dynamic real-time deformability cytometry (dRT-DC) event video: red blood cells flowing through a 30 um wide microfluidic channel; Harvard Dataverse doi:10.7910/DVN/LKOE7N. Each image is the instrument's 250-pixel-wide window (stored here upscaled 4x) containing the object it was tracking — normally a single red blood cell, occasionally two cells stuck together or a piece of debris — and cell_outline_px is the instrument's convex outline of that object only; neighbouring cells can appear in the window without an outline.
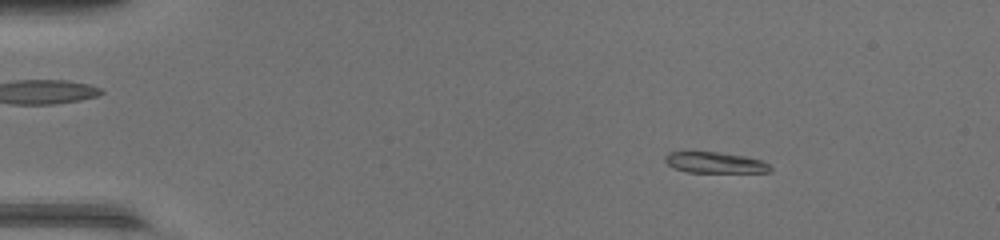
{"species": "common noctule bat (a hibernating species)", "species_latin": "Nyctalus noctula", "temperature_condition": "warm", "stored_images_in_passage": 48, "camera_frame_rate_fps": 3000, "um_per_image_px": 0.085, "animal": {"sex": "female", "body_mass_g": 17.0, "forearm_length_mm": 48.0}, "frame": {"image": 1, "passage_image": 7, "time_ms": 2.0, "image_size_px": [1000, 240], "cell_outline_px": [[772, 172], [688, 172], [676, 168], [668, 164], [664, 160], [664, 156], [668, 152], [720, 152], [744, 156], [760, 160], [768, 164], [772, 168]], "centroid_in_image_um": [60.78, 13.82], "position_along_channel_um": 24.2, "area_um2": 12.72}}
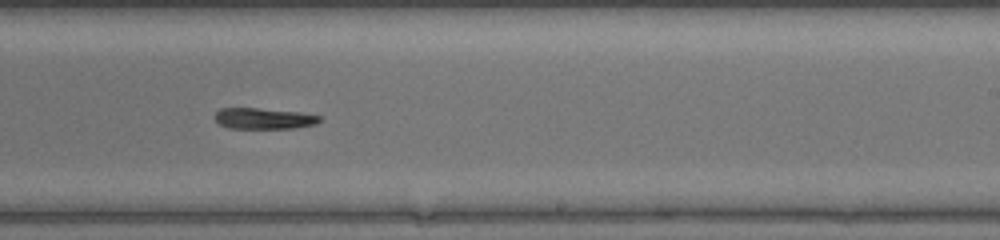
{"frame": {"image": 2, "passage_image": 30, "time_ms": 9.667, "image_size_px": [1000, 240], "cell_outline_px": [[320, 120], [316, 124], [292, 128], [228, 128], [220, 124], [216, 120], [216, 112], [220, 108], [256, 108], [300, 112], [320, 116]], "centroid_in_image_um": [22.42, 10.07], "position_along_channel_um": 266.6, "area_um2": 12.66}}
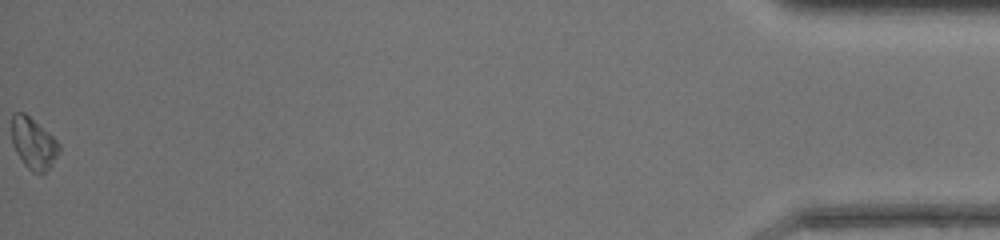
{"frame": {"image": 3, "passage_image": 48, "time_ms": 15.667, "image_size_px": [1000, 240], "cell_outline_px": [[60, 152], [52, 164], [40, 176], [32, 172], [24, 164], [16, 152], [12, 144], [12, 112], [24, 112], [48, 132], [60, 144]], "centroid_in_image_um": [2.84, 12.2], "position_along_channel_um": 432.4, "area_um2": 14.22}}